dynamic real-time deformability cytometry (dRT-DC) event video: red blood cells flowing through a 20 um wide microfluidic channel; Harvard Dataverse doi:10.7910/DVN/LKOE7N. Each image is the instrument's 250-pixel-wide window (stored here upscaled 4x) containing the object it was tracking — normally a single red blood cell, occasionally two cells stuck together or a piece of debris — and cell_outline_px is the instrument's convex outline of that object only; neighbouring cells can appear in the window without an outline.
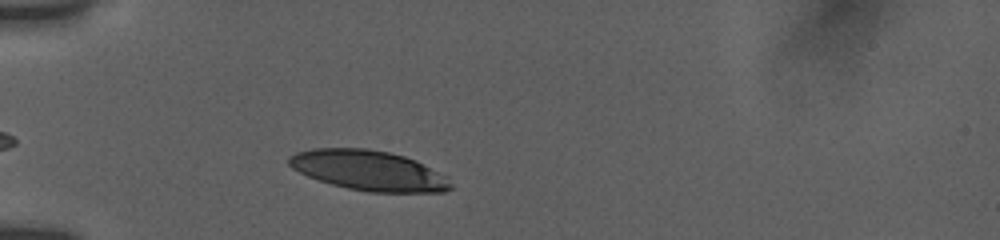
{"species": "human", "species_latin": "Homo sapiens", "temperature_condition": "room temperature", "stored_images_in_passage": 7, "camera_frame_rate_fps": 3000, "um_per_image_px": 0.085, "donor": {"sex": "female"}, "frame": {"image": 1, "passage_image": 3, "time_ms": 1.333, "image_size_px": [1000, 240], "cell_outline_px": [[452, 188], [444, 192], [368, 192], [348, 188], [332, 184], [308, 176], [292, 168], [288, 164], [288, 156], [296, 152], [312, 148], [364, 148], [388, 152], [404, 156], [448, 176], [452, 184]], "centroid_in_image_um": [31.34, 14.49], "position_along_channel_um": 53.7, "area_um2": 37.63}}
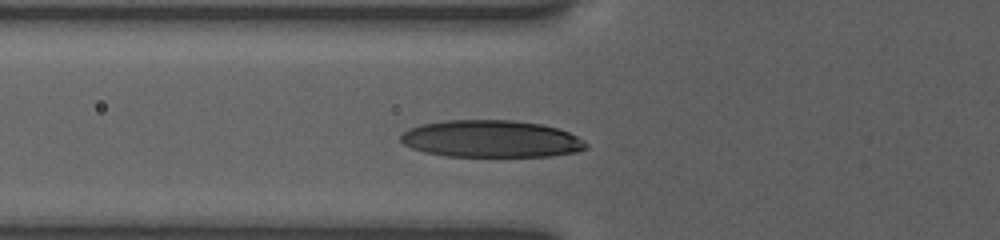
{"frame": {"image": 2, "passage_image": 5, "time_ms": 2.667, "image_size_px": [1000, 240], "cell_outline_px": [[588, 148], [576, 152], [552, 156], [448, 156], [424, 152], [412, 148], [404, 144], [400, 140], [400, 136], [408, 128], [420, 124], [448, 120], [512, 120], [540, 124], [560, 128], [576, 136], [588, 144]], "centroid_in_image_um": [41.75, 11.8], "position_along_channel_um": 84.1, "area_um2": 40.17}}
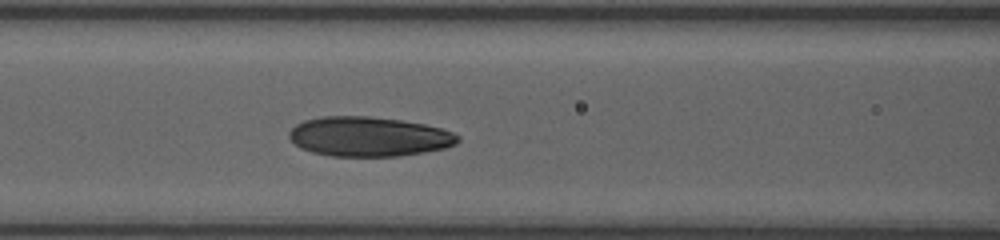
{"frame": {"image": 3, "passage_image": 7, "time_ms": 4.0, "image_size_px": [1000, 240], "cell_outline_px": [[460, 140], [456, 144], [444, 148], [424, 152], [400, 156], [332, 156], [312, 152], [300, 148], [288, 136], [288, 132], [296, 124], [304, 120], [320, 116], [368, 116], [400, 120], [424, 124], [440, 128], [452, 132], [460, 136]], "centroid_in_image_um": [31.33, 11.61], "position_along_channel_um": 135.3, "area_um2": 39.02}}